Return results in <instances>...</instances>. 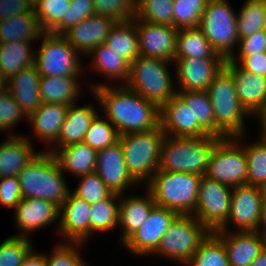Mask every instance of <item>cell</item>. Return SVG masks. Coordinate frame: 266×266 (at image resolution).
I'll use <instances>...</instances> for the list:
<instances>
[{
	"mask_svg": "<svg viewBox=\"0 0 266 266\" xmlns=\"http://www.w3.org/2000/svg\"><path fill=\"white\" fill-rule=\"evenodd\" d=\"M113 86L93 83L90 87L119 135L149 131L160 125V108L155 103L125 85Z\"/></svg>",
	"mask_w": 266,
	"mask_h": 266,
	"instance_id": "1",
	"label": "cell"
},
{
	"mask_svg": "<svg viewBox=\"0 0 266 266\" xmlns=\"http://www.w3.org/2000/svg\"><path fill=\"white\" fill-rule=\"evenodd\" d=\"M51 152H38L18 174L23 198H39L60 207L71 192Z\"/></svg>",
	"mask_w": 266,
	"mask_h": 266,
	"instance_id": "2",
	"label": "cell"
},
{
	"mask_svg": "<svg viewBox=\"0 0 266 266\" xmlns=\"http://www.w3.org/2000/svg\"><path fill=\"white\" fill-rule=\"evenodd\" d=\"M220 139L211 134L188 138L166 135L161 146L159 170L204 176L212 150Z\"/></svg>",
	"mask_w": 266,
	"mask_h": 266,
	"instance_id": "3",
	"label": "cell"
},
{
	"mask_svg": "<svg viewBox=\"0 0 266 266\" xmlns=\"http://www.w3.org/2000/svg\"><path fill=\"white\" fill-rule=\"evenodd\" d=\"M214 116V135L236 137L244 135L248 112L241 106L231 73L223 66L207 90Z\"/></svg>",
	"mask_w": 266,
	"mask_h": 266,
	"instance_id": "4",
	"label": "cell"
},
{
	"mask_svg": "<svg viewBox=\"0 0 266 266\" xmlns=\"http://www.w3.org/2000/svg\"><path fill=\"white\" fill-rule=\"evenodd\" d=\"M201 178V175L193 173L158 169L146 184L156 205L175 211L178 215L194 214Z\"/></svg>",
	"mask_w": 266,
	"mask_h": 266,
	"instance_id": "5",
	"label": "cell"
},
{
	"mask_svg": "<svg viewBox=\"0 0 266 266\" xmlns=\"http://www.w3.org/2000/svg\"><path fill=\"white\" fill-rule=\"evenodd\" d=\"M165 136L160 125L149 131L119 135L127 171L138 184L148 182L159 169Z\"/></svg>",
	"mask_w": 266,
	"mask_h": 266,
	"instance_id": "6",
	"label": "cell"
},
{
	"mask_svg": "<svg viewBox=\"0 0 266 266\" xmlns=\"http://www.w3.org/2000/svg\"><path fill=\"white\" fill-rule=\"evenodd\" d=\"M169 62L138 56L130 64L129 77L124 85L161 108L177 94L169 73Z\"/></svg>",
	"mask_w": 266,
	"mask_h": 266,
	"instance_id": "7",
	"label": "cell"
},
{
	"mask_svg": "<svg viewBox=\"0 0 266 266\" xmlns=\"http://www.w3.org/2000/svg\"><path fill=\"white\" fill-rule=\"evenodd\" d=\"M211 231L193 214L177 215L162 236L155 255L165 256L177 263L187 264ZM177 260V261H176Z\"/></svg>",
	"mask_w": 266,
	"mask_h": 266,
	"instance_id": "8",
	"label": "cell"
},
{
	"mask_svg": "<svg viewBox=\"0 0 266 266\" xmlns=\"http://www.w3.org/2000/svg\"><path fill=\"white\" fill-rule=\"evenodd\" d=\"M236 15L227 0H208L198 26L225 60L235 53L239 41Z\"/></svg>",
	"mask_w": 266,
	"mask_h": 266,
	"instance_id": "9",
	"label": "cell"
},
{
	"mask_svg": "<svg viewBox=\"0 0 266 266\" xmlns=\"http://www.w3.org/2000/svg\"><path fill=\"white\" fill-rule=\"evenodd\" d=\"M242 136L223 137L217 142L204 174L206 178L232 188L247 184L246 153L243 144L238 141Z\"/></svg>",
	"mask_w": 266,
	"mask_h": 266,
	"instance_id": "10",
	"label": "cell"
},
{
	"mask_svg": "<svg viewBox=\"0 0 266 266\" xmlns=\"http://www.w3.org/2000/svg\"><path fill=\"white\" fill-rule=\"evenodd\" d=\"M40 39L42 44L35 55L34 66L41 76L79 77L86 70L79 52L62 35L44 32Z\"/></svg>",
	"mask_w": 266,
	"mask_h": 266,
	"instance_id": "11",
	"label": "cell"
},
{
	"mask_svg": "<svg viewBox=\"0 0 266 266\" xmlns=\"http://www.w3.org/2000/svg\"><path fill=\"white\" fill-rule=\"evenodd\" d=\"M232 187L202 176L194 216L211 232L228 220Z\"/></svg>",
	"mask_w": 266,
	"mask_h": 266,
	"instance_id": "12",
	"label": "cell"
},
{
	"mask_svg": "<svg viewBox=\"0 0 266 266\" xmlns=\"http://www.w3.org/2000/svg\"><path fill=\"white\" fill-rule=\"evenodd\" d=\"M262 205L260 187L248 184L233 187L228 220L216 231H231V222L237 227L236 231H259Z\"/></svg>",
	"mask_w": 266,
	"mask_h": 266,
	"instance_id": "13",
	"label": "cell"
},
{
	"mask_svg": "<svg viewBox=\"0 0 266 266\" xmlns=\"http://www.w3.org/2000/svg\"><path fill=\"white\" fill-rule=\"evenodd\" d=\"M177 215L175 211L155 205L145 222L123 243V246L138 256L155 253L162 236Z\"/></svg>",
	"mask_w": 266,
	"mask_h": 266,
	"instance_id": "14",
	"label": "cell"
},
{
	"mask_svg": "<svg viewBox=\"0 0 266 266\" xmlns=\"http://www.w3.org/2000/svg\"><path fill=\"white\" fill-rule=\"evenodd\" d=\"M140 56L174 62L178 29L136 18Z\"/></svg>",
	"mask_w": 266,
	"mask_h": 266,
	"instance_id": "15",
	"label": "cell"
},
{
	"mask_svg": "<svg viewBox=\"0 0 266 266\" xmlns=\"http://www.w3.org/2000/svg\"><path fill=\"white\" fill-rule=\"evenodd\" d=\"M160 126L170 137H205L210 135L191 112V102H184L177 94L160 108Z\"/></svg>",
	"mask_w": 266,
	"mask_h": 266,
	"instance_id": "16",
	"label": "cell"
},
{
	"mask_svg": "<svg viewBox=\"0 0 266 266\" xmlns=\"http://www.w3.org/2000/svg\"><path fill=\"white\" fill-rule=\"evenodd\" d=\"M174 62L177 91H207L225 59L174 58Z\"/></svg>",
	"mask_w": 266,
	"mask_h": 266,
	"instance_id": "17",
	"label": "cell"
},
{
	"mask_svg": "<svg viewBox=\"0 0 266 266\" xmlns=\"http://www.w3.org/2000/svg\"><path fill=\"white\" fill-rule=\"evenodd\" d=\"M91 205L72 191L59 207L58 232L66 242L84 243L90 237Z\"/></svg>",
	"mask_w": 266,
	"mask_h": 266,
	"instance_id": "18",
	"label": "cell"
},
{
	"mask_svg": "<svg viewBox=\"0 0 266 266\" xmlns=\"http://www.w3.org/2000/svg\"><path fill=\"white\" fill-rule=\"evenodd\" d=\"M95 172L114 193L122 194L127 187L139 185L126 168L122 145H114L98 150Z\"/></svg>",
	"mask_w": 266,
	"mask_h": 266,
	"instance_id": "19",
	"label": "cell"
},
{
	"mask_svg": "<svg viewBox=\"0 0 266 266\" xmlns=\"http://www.w3.org/2000/svg\"><path fill=\"white\" fill-rule=\"evenodd\" d=\"M224 67L231 73L240 104L250 116L266 107V77L245 71L228 59Z\"/></svg>",
	"mask_w": 266,
	"mask_h": 266,
	"instance_id": "20",
	"label": "cell"
},
{
	"mask_svg": "<svg viewBox=\"0 0 266 266\" xmlns=\"http://www.w3.org/2000/svg\"><path fill=\"white\" fill-rule=\"evenodd\" d=\"M13 218L21 231L18 236L28 238L29 233L59 220V207L45 199L22 198L14 209Z\"/></svg>",
	"mask_w": 266,
	"mask_h": 266,
	"instance_id": "21",
	"label": "cell"
},
{
	"mask_svg": "<svg viewBox=\"0 0 266 266\" xmlns=\"http://www.w3.org/2000/svg\"><path fill=\"white\" fill-rule=\"evenodd\" d=\"M116 21L101 15L87 17L66 30L62 36L79 52L89 54L97 46L104 44L108 33Z\"/></svg>",
	"mask_w": 266,
	"mask_h": 266,
	"instance_id": "22",
	"label": "cell"
},
{
	"mask_svg": "<svg viewBox=\"0 0 266 266\" xmlns=\"http://www.w3.org/2000/svg\"><path fill=\"white\" fill-rule=\"evenodd\" d=\"M222 240L229 266H249L264 249L263 235L258 231H214Z\"/></svg>",
	"mask_w": 266,
	"mask_h": 266,
	"instance_id": "23",
	"label": "cell"
},
{
	"mask_svg": "<svg viewBox=\"0 0 266 266\" xmlns=\"http://www.w3.org/2000/svg\"><path fill=\"white\" fill-rule=\"evenodd\" d=\"M41 75L34 65L22 69L9 78L6 89L29 117L42 104L39 91Z\"/></svg>",
	"mask_w": 266,
	"mask_h": 266,
	"instance_id": "24",
	"label": "cell"
},
{
	"mask_svg": "<svg viewBox=\"0 0 266 266\" xmlns=\"http://www.w3.org/2000/svg\"><path fill=\"white\" fill-rule=\"evenodd\" d=\"M31 137L10 135L0 144V178L17 176V174L38 153L34 152Z\"/></svg>",
	"mask_w": 266,
	"mask_h": 266,
	"instance_id": "25",
	"label": "cell"
},
{
	"mask_svg": "<svg viewBox=\"0 0 266 266\" xmlns=\"http://www.w3.org/2000/svg\"><path fill=\"white\" fill-rule=\"evenodd\" d=\"M146 193L144 196L130 197L120 194L118 226L122 227L121 244L141 227L156 205L151 193L148 190Z\"/></svg>",
	"mask_w": 266,
	"mask_h": 266,
	"instance_id": "26",
	"label": "cell"
},
{
	"mask_svg": "<svg viewBox=\"0 0 266 266\" xmlns=\"http://www.w3.org/2000/svg\"><path fill=\"white\" fill-rule=\"evenodd\" d=\"M68 107L64 104L42 103L27 120L33 127L35 137L52 146L58 139Z\"/></svg>",
	"mask_w": 266,
	"mask_h": 266,
	"instance_id": "27",
	"label": "cell"
},
{
	"mask_svg": "<svg viewBox=\"0 0 266 266\" xmlns=\"http://www.w3.org/2000/svg\"><path fill=\"white\" fill-rule=\"evenodd\" d=\"M47 151L53 154L63 173L79 177L96 170L98 151L83 142Z\"/></svg>",
	"mask_w": 266,
	"mask_h": 266,
	"instance_id": "28",
	"label": "cell"
},
{
	"mask_svg": "<svg viewBox=\"0 0 266 266\" xmlns=\"http://www.w3.org/2000/svg\"><path fill=\"white\" fill-rule=\"evenodd\" d=\"M97 114L92 104L80 107L69 105L58 139L51 147L56 149L83 142L85 132Z\"/></svg>",
	"mask_w": 266,
	"mask_h": 266,
	"instance_id": "29",
	"label": "cell"
},
{
	"mask_svg": "<svg viewBox=\"0 0 266 266\" xmlns=\"http://www.w3.org/2000/svg\"><path fill=\"white\" fill-rule=\"evenodd\" d=\"M78 79V77L67 76H41L39 91L42 103H57L67 106L75 104V100L81 93Z\"/></svg>",
	"mask_w": 266,
	"mask_h": 266,
	"instance_id": "30",
	"label": "cell"
},
{
	"mask_svg": "<svg viewBox=\"0 0 266 266\" xmlns=\"http://www.w3.org/2000/svg\"><path fill=\"white\" fill-rule=\"evenodd\" d=\"M105 45L119 53L129 64L140 56L136 18L116 22L108 33Z\"/></svg>",
	"mask_w": 266,
	"mask_h": 266,
	"instance_id": "31",
	"label": "cell"
},
{
	"mask_svg": "<svg viewBox=\"0 0 266 266\" xmlns=\"http://www.w3.org/2000/svg\"><path fill=\"white\" fill-rule=\"evenodd\" d=\"M31 44L32 41L0 42V71L6 80L34 65L35 54Z\"/></svg>",
	"mask_w": 266,
	"mask_h": 266,
	"instance_id": "32",
	"label": "cell"
},
{
	"mask_svg": "<svg viewBox=\"0 0 266 266\" xmlns=\"http://www.w3.org/2000/svg\"><path fill=\"white\" fill-rule=\"evenodd\" d=\"M175 58L224 59L199 27L178 30Z\"/></svg>",
	"mask_w": 266,
	"mask_h": 266,
	"instance_id": "33",
	"label": "cell"
},
{
	"mask_svg": "<svg viewBox=\"0 0 266 266\" xmlns=\"http://www.w3.org/2000/svg\"><path fill=\"white\" fill-rule=\"evenodd\" d=\"M41 30L35 13H21L0 21V42L39 40Z\"/></svg>",
	"mask_w": 266,
	"mask_h": 266,
	"instance_id": "34",
	"label": "cell"
},
{
	"mask_svg": "<svg viewBox=\"0 0 266 266\" xmlns=\"http://www.w3.org/2000/svg\"><path fill=\"white\" fill-rule=\"evenodd\" d=\"M90 55L93 58L91 70L108 76L109 80L114 79L119 82L123 80L122 85L126 83L129 77L130 64L119 53L107 45L101 44L94 48L89 53Z\"/></svg>",
	"mask_w": 266,
	"mask_h": 266,
	"instance_id": "35",
	"label": "cell"
},
{
	"mask_svg": "<svg viewBox=\"0 0 266 266\" xmlns=\"http://www.w3.org/2000/svg\"><path fill=\"white\" fill-rule=\"evenodd\" d=\"M120 194L112 193L107 199L96 202L90 209V238L93 232H108L119 222Z\"/></svg>",
	"mask_w": 266,
	"mask_h": 266,
	"instance_id": "36",
	"label": "cell"
},
{
	"mask_svg": "<svg viewBox=\"0 0 266 266\" xmlns=\"http://www.w3.org/2000/svg\"><path fill=\"white\" fill-rule=\"evenodd\" d=\"M239 38L266 28V0H246L236 15Z\"/></svg>",
	"mask_w": 266,
	"mask_h": 266,
	"instance_id": "37",
	"label": "cell"
},
{
	"mask_svg": "<svg viewBox=\"0 0 266 266\" xmlns=\"http://www.w3.org/2000/svg\"><path fill=\"white\" fill-rule=\"evenodd\" d=\"M188 266H229L227 253L222 240L211 232L201 243Z\"/></svg>",
	"mask_w": 266,
	"mask_h": 266,
	"instance_id": "38",
	"label": "cell"
},
{
	"mask_svg": "<svg viewBox=\"0 0 266 266\" xmlns=\"http://www.w3.org/2000/svg\"><path fill=\"white\" fill-rule=\"evenodd\" d=\"M184 102H191V112L209 134L214 135V116L211 99L207 91H177Z\"/></svg>",
	"mask_w": 266,
	"mask_h": 266,
	"instance_id": "39",
	"label": "cell"
},
{
	"mask_svg": "<svg viewBox=\"0 0 266 266\" xmlns=\"http://www.w3.org/2000/svg\"><path fill=\"white\" fill-rule=\"evenodd\" d=\"M71 0H34V13L43 32H51L67 19Z\"/></svg>",
	"mask_w": 266,
	"mask_h": 266,
	"instance_id": "40",
	"label": "cell"
},
{
	"mask_svg": "<svg viewBox=\"0 0 266 266\" xmlns=\"http://www.w3.org/2000/svg\"><path fill=\"white\" fill-rule=\"evenodd\" d=\"M134 18L153 24L173 26V0H137Z\"/></svg>",
	"mask_w": 266,
	"mask_h": 266,
	"instance_id": "41",
	"label": "cell"
},
{
	"mask_svg": "<svg viewBox=\"0 0 266 266\" xmlns=\"http://www.w3.org/2000/svg\"><path fill=\"white\" fill-rule=\"evenodd\" d=\"M98 115L93 118L83 139V143L97 151L112 146L119 140L115 126L106 117L101 119Z\"/></svg>",
	"mask_w": 266,
	"mask_h": 266,
	"instance_id": "42",
	"label": "cell"
},
{
	"mask_svg": "<svg viewBox=\"0 0 266 266\" xmlns=\"http://www.w3.org/2000/svg\"><path fill=\"white\" fill-rule=\"evenodd\" d=\"M208 0H173V26L176 29L198 27Z\"/></svg>",
	"mask_w": 266,
	"mask_h": 266,
	"instance_id": "43",
	"label": "cell"
},
{
	"mask_svg": "<svg viewBox=\"0 0 266 266\" xmlns=\"http://www.w3.org/2000/svg\"><path fill=\"white\" fill-rule=\"evenodd\" d=\"M247 159V184L261 187L266 183V144L257 141L244 144Z\"/></svg>",
	"mask_w": 266,
	"mask_h": 266,
	"instance_id": "44",
	"label": "cell"
},
{
	"mask_svg": "<svg viewBox=\"0 0 266 266\" xmlns=\"http://www.w3.org/2000/svg\"><path fill=\"white\" fill-rule=\"evenodd\" d=\"M33 249L30 238L12 236L0 244V266H21Z\"/></svg>",
	"mask_w": 266,
	"mask_h": 266,
	"instance_id": "45",
	"label": "cell"
},
{
	"mask_svg": "<svg viewBox=\"0 0 266 266\" xmlns=\"http://www.w3.org/2000/svg\"><path fill=\"white\" fill-rule=\"evenodd\" d=\"M79 178L81 181L72 193L90 205L107 199L113 193L96 172L79 176Z\"/></svg>",
	"mask_w": 266,
	"mask_h": 266,
	"instance_id": "46",
	"label": "cell"
},
{
	"mask_svg": "<svg viewBox=\"0 0 266 266\" xmlns=\"http://www.w3.org/2000/svg\"><path fill=\"white\" fill-rule=\"evenodd\" d=\"M96 15L124 22L135 17L137 0H93Z\"/></svg>",
	"mask_w": 266,
	"mask_h": 266,
	"instance_id": "47",
	"label": "cell"
},
{
	"mask_svg": "<svg viewBox=\"0 0 266 266\" xmlns=\"http://www.w3.org/2000/svg\"><path fill=\"white\" fill-rule=\"evenodd\" d=\"M79 245L83 243L66 242L55 246L50 255L46 254L47 266H88L78 252Z\"/></svg>",
	"mask_w": 266,
	"mask_h": 266,
	"instance_id": "48",
	"label": "cell"
},
{
	"mask_svg": "<svg viewBox=\"0 0 266 266\" xmlns=\"http://www.w3.org/2000/svg\"><path fill=\"white\" fill-rule=\"evenodd\" d=\"M95 14L93 0H71L67 11V19H62V21L50 33L62 35L72 26Z\"/></svg>",
	"mask_w": 266,
	"mask_h": 266,
	"instance_id": "49",
	"label": "cell"
},
{
	"mask_svg": "<svg viewBox=\"0 0 266 266\" xmlns=\"http://www.w3.org/2000/svg\"><path fill=\"white\" fill-rule=\"evenodd\" d=\"M21 118L28 119L10 92L7 89L0 92V131H10Z\"/></svg>",
	"mask_w": 266,
	"mask_h": 266,
	"instance_id": "50",
	"label": "cell"
},
{
	"mask_svg": "<svg viewBox=\"0 0 266 266\" xmlns=\"http://www.w3.org/2000/svg\"><path fill=\"white\" fill-rule=\"evenodd\" d=\"M263 31H257L251 36L239 38L237 55L234 53L228 60L232 63L241 62L246 56L266 52V41ZM237 57V58H236Z\"/></svg>",
	"mask_w": 266,
	"mask_h": 266,
	"instance_id": "51",
	"label": "cell"
},
{
	"mask_svg": "<svg viewBox=\"0 0 266 266\" xmlns=\"http://www.w3.org/2000/svg\"><path fill=\"white\" fill-rule=\"evenodd\" d=\"M22 198L17 176L0 178V203L2 205L15 209Z\"/></svg>",
	"mask_w": 266,
	"mask_h": 266,
	"instance_id": "52",
	"label": "cell"
},
{
	"mask_svg": "<svg viewBox=\"0 0 266 266\" xmlns=\"http://www.w3.org/2000/svg\"><path fill=\"white\" fill-rule=\"evenodd\" d=\"M34 0H0V21L21 13H33Z\"/></svg>",
	"mask_w": 266,
	"mask_h": 266,
	"instance_id": "53",
	"label": "cell"
},
{
	"mask_svg": "<svg viewBox=\"0 0 266 266\" xmlns=\"http://www.w3.org/2000/svg\"><path fill=\"white\" fill-rule=\"evenodd\" d=\"M238 64L243 70L266 77V52L246 56Z\"/></svg>",
	"mask_w": 266,
	"mask_h": 266,
	"instance_id": "54",
	"label": "cell"
},
{
	"mask_svg": "<svg viewBox=\"0 0 266 266\" xmlns=\"http://www.w3.org/2000/svg\"><path fill=\"white\" fill-rule=\"evenodd\" d=\"M21 266H47L46 255L32 249L25 257Z\"/></svg>",
	"mask_w": 266,
	"mask_h": 266,
	"instance_id": "55",
	"label": "cell"
},
{
	"mask_svg": "<svg viewBox=\"0 0 266 266\" xmlns=\"http://www.w3.org/2000/svg\"><path fill=\"white\" fill-rule=\"evenodd\" d=\"M254 116H257L256 118H259L260 119V132H261V135L259 138V141L263 142L266 144V107H264L263 109H261L260 111L256 112L254 114Z\"/></svg>",
	"mask_w": 266,
	"mask_h": 266,
	"instance_id": "56",
	"label": "cell"
},
{
	"mask_svg": "<svg viewBox=\"0 0 266 266\" xmlns=\"http://www.w3.org/2000/svg\"><path fill=\"white\" fill-rule=\"evenodd\" d=\"M249 266H266V250L263 249Z\"/></svg>",
	"mask_w": 266,
	"mask_h": 266,
	"instance_id": "57",
	"label": "cell"
},
{
	"mask_svg": "<svg viewBox=\"0 0 266 266\" xmlns=\"http://www.w3.org/2000/svg\"><path fill=\"white\" fill-rule=\"evenodd\" d=\"M258 232L266 233V202H263V205H262V216H261V221H260Z\"/></svg>",
	"mask_w": 266,
	"mask_h": 266,
	"instance_id": "58",
	"label": "cell"
},
{
	"mask_svg": "<svg viewBox=\"0 0 266 266\" xmlns=\"http://www.w3.org/2000/svg\"><path fill=\"white\" fill-rule=\"evenodd\" d=\"M6 82L7 80L4 78L3 74L0 71V92L6 89Z\"/></svg>",
	"mask_w": 266,
	"mask_h": 266,
	"instance_id": "59",
	"label": "cell"
},
{
	"mask_svg": "<svg viewBox=\"0 0 266 266\" xmlns=\"http://www.w3.org/2000/svg\"><path fill=\"white\" fill-rule=\"evenodd\" d=\"M261 193H262V198H263V202H266V183L263 184L261 187Z\"/></svg>",
	"mask_w": 266,
	"mask_h": 266,
	"instance_id": "60",
	"label": "cell"
},
{
	"mask_svg": "<svg viewBox=\"0 0 266 266\" xmlns=\"http://www.w3.org/2000/svg\"><path fill=\"white\" fill-rule=\"evenodd\" d=\"M264 238V249L266 250V233H261Z\"/></svg>",
	"mask_w": 266,
	"mask_h": 266,
	"instance_id": "61",
	"label": "cell"
},
{
	"mask_svg": "<svg viewBox=\"0 0 266 266\" xmlns=\"http://www.w3.org/2000/svg\"><path fill=\"white\" fill-rule=\"evenodd\" d=\"M263 32H264V35H265V38H266V28L263 30ZM265 41H266V39H265Z\"/></svg>",
	"mask_w": 266,
	"mask_h": 266,
	"instance_id": "62",
	"label": "cell"
}]
</instances>
